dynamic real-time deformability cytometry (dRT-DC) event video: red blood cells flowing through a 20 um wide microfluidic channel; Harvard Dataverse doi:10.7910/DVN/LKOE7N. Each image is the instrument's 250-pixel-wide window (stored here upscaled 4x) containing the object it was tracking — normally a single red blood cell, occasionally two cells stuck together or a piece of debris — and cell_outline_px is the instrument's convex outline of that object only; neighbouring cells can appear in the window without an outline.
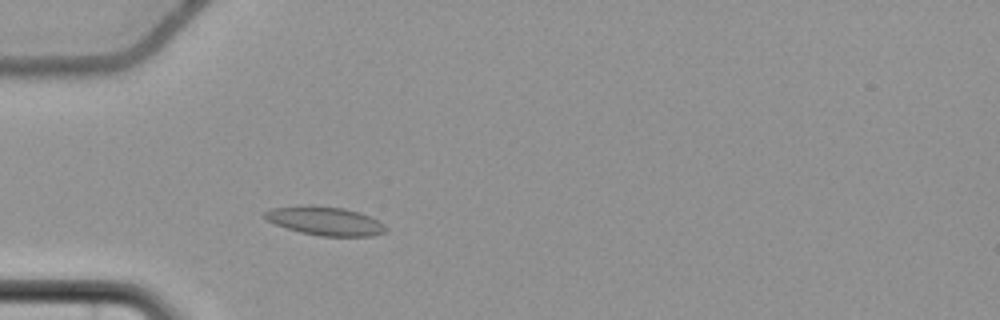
{"species": "common noctule bat (a hibernating species)", "species_latin": "Nyctalus noctula", "temperature_condition": "cold", "stored_images_in_passage": 49, "camera_frame_rate_fps": 3000, "um_per_image_px": 0.085, "animal": {"sex": "female", "body_mass_g": 22.7, "forearm_length_mm": 54.2}, "frame": {"image": 1, "passage_image": 10, "time_ms": 3.0, "image_size_px": [1000, 320], "cell_outline_px": [[388, 232], [372, 236], [320, 236], [300, 232], [264, 220], [260, 216], [264, 212], [272, 208], [308, 204], [312, 204], [344, 208], [360, 212], [384, 224], [388, 228]], "centroid_in_image_um": [27.61, 18.77], "position_along_channel_um": 57.4, "area_um2": 20.58}}
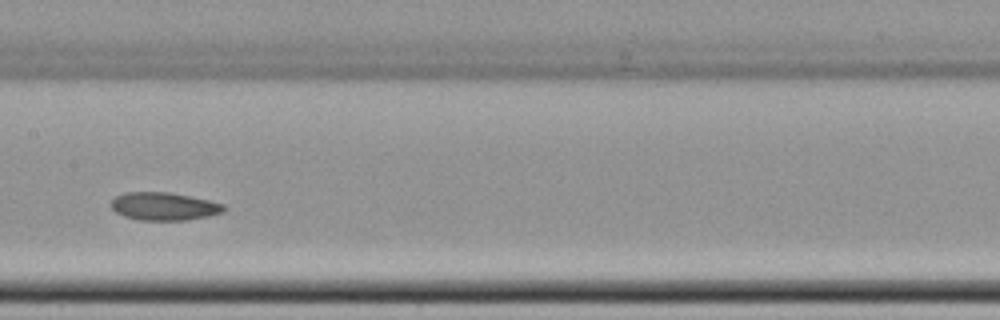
{"frame": {"image": 2, "passage_image": 22, "time_ms": 7.0, "image_size_px": [1000, 320], "cell_outline_px": [[228, 208], [224, 212], [208, 216], [188, 220], [140, 220], [124, 216], [116, 212], [112, 208], [112, 200], [116, 196], [124, 192], [168, 192], [208, 200], [224, 204]], "centroid_in_image_um": [13.97, 17.54], "position_along_channel_um": 193.4, "area_um2": 18.32}}
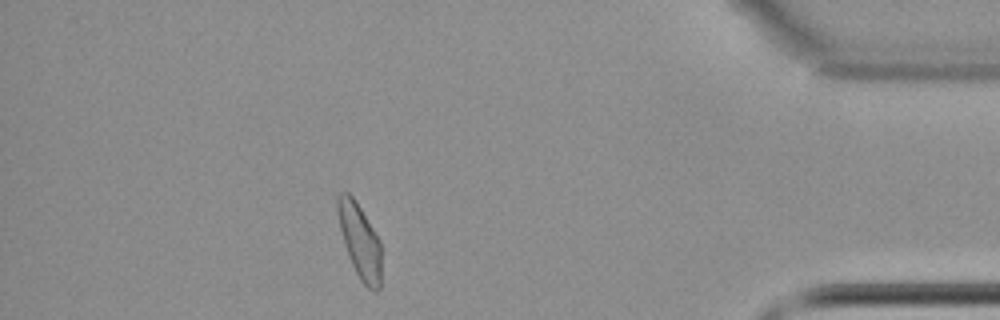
{"frame": {"image": 3, "passage_image": 43, "time_ms": 14.0, "image_size_px": [1000, 320], "cell_outline_px": [[380, 288], [376, 292], [372, 292], [360, 280], [348, 256], [344, 244], [336, 212], [336, 196], [340, 192], [348, 192], [356, 200], [380, 240]], "centroid_in_image_um": [30.56, 20.45], "position_along_channel_um": 404.6, "area_um2": 19.07}, "authors_computed_cell_mechanics": {"area_um2": 19.074, "velocity_mm_per_s": 3.638, "shape_relaxation_time_tau1_ms": null, "shape_relaxation_time_tau2_ms": 5.1119, "deformation_change_tau1": null, "deformation_change_tau2": 0.0784}}